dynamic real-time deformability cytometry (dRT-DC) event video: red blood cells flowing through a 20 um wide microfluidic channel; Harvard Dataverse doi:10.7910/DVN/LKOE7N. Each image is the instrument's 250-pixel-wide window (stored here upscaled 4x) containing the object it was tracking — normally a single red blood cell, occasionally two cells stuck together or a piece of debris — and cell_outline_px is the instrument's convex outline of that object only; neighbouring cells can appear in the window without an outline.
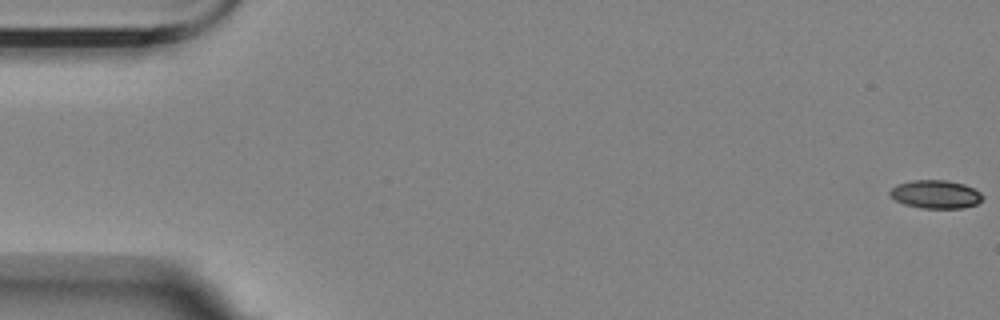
{"species": "Egyptian fruit bat (a non-hibernating species)", "species_latin": "Rousettus aegyptiacus", "temperature_condition": "room temperature", "stored_images_in_passage": 7, "camera_frame_rate_fps": 3000, "um_per_image_px": 0.085, "animal": {"sex": "female"}, "frame": {"image": 1, "passage_image": 1, "time_ms": 0.0, "image_size_px": [1000, 320], "cell_outline_px": [[984, 196], [976, 204], [964, 208], [920, 208], [904, 204], [896, 200], [888, 192], [896, 184], [912, 180], [948, 180], [964, 184], [980, 192]], "centroid_in_image_um": [79.52, 16.51], "position_along_channel_um": 5.5, "area_um2": 15.26}}
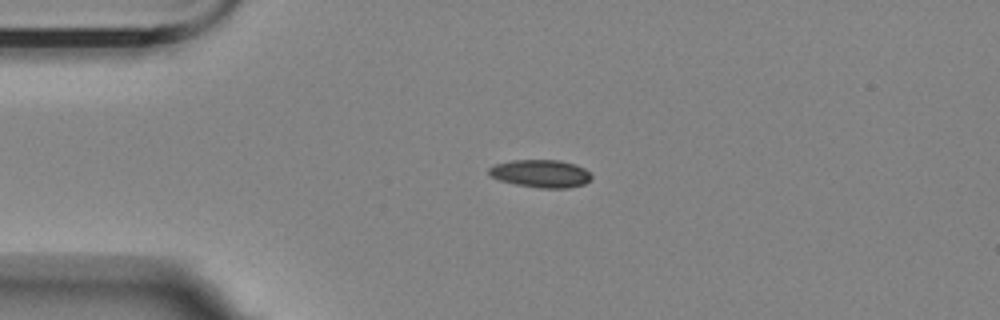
{"frame": {"image": 2, "passage_image": 5, "time_ms": 4.333, "image_size_px": [1000, 320], "cell_outline_px": [[592, 176], [584, 184], [568, 188], [540, 188], [516, 184], [500, 180], [488, 176], [488, 168], [496, 164], [512, 160], [560, 160], [576, 164], [584, 168]], "centroid_in_image_um": [45.94, 14.75], "position_along_channel_um": 39.1, "area_um2": 16.59}}
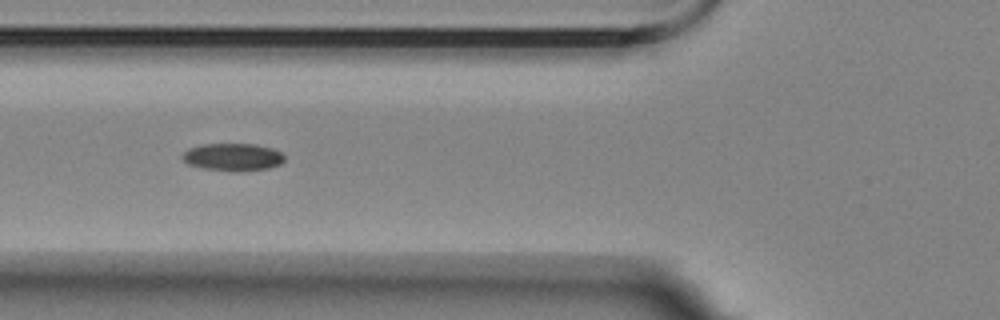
{"frame": {"image": 3, "passage_image": 7, "time_ms": 7.0, "image_size_px": [1000, 320], "cell_outline_px": [[284, 160], [280, 164], [268, 168], [244, 172], [232, 172], [200, 168], [188, 164], [180, 156], [188, 148], [200, 144], [256, 144], [272, 148], [280, 152], [284, 156]], "centroid_in_image_um": [19.76, 13.36], "position_along_channel_um": 106.0, "area_um2": 16.7}}